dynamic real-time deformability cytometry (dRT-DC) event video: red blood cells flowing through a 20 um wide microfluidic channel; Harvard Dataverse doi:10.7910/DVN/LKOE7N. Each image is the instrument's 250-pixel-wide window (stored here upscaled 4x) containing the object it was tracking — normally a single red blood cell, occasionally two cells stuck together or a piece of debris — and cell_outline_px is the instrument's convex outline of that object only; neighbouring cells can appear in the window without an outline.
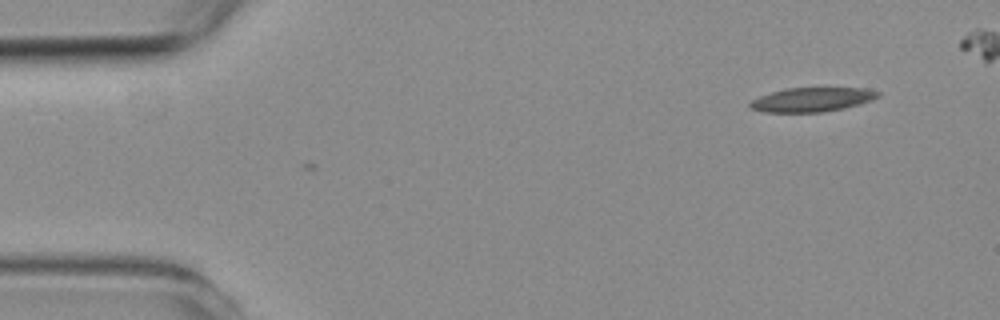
{"species": "common noctule bat (a hibernating species)", "species_latin": "Nyctalus noctula", "temperature_condition": "room temperature", "stored_images_in_passage": 5, "camera_frame_rate_fps": 3000, "um_per_image_px": 0.085, "animal": {"sex": "female", "body_mass_g": 19.3, "forearm_length_mm": 54.1}, "frame": {"image": 1, "passage_image": 1, "time_ms": 0.0, "image_size_px": [1000, 320], "cell_outline_px": [[880, 96], [872, 100], [860, 104], [844, 108], [820, 112], [764, 112], [752, 108], [748, 104], [752, 100], [760, 96], [784, 88], [864, 88], [880, 92]], "centroid_in_image_um": [69.04, 8.46], "position_along_channel_um": 16.0, "area_um2": 17.92}}